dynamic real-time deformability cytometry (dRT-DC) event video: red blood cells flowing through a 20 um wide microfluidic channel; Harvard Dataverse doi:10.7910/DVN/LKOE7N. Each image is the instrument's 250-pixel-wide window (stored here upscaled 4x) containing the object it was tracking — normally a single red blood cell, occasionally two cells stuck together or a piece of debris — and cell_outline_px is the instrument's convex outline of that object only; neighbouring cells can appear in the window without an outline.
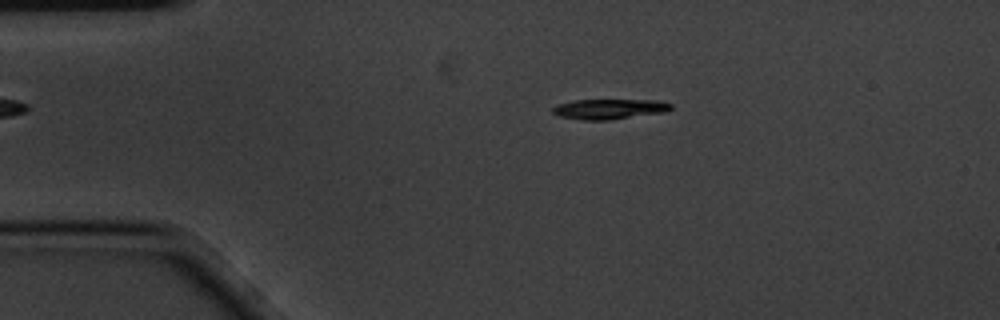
{"species": "common noctule bat (a hibernating species)", "species_latin": "Nyctalus noctula", "temperature_condition": "cold", "stored_images_in_passage": 5, "camera_frame_rate_fps": 3000, "um_per_image_px": 0.085, "animal": {"sex": "male", "body_mass_g": 20.1, "forearm_length_mm": 53.5}, "frame": {"image": 1, "passage_image": 2, "time_ms": 0.333, "image_size_px": [1000, 320], "cell_outline_px": [[672, 108], [664, 112], [608, 120], [584, 120], [560, 116], [552, 112], [552, 108], [556, 104], [576, 100], [656, 100], [672, 104]], "centroid_in_image_um": [51.77, 9.26], "position_along_channel_um": 33.2, "area_um2": 13.76}}
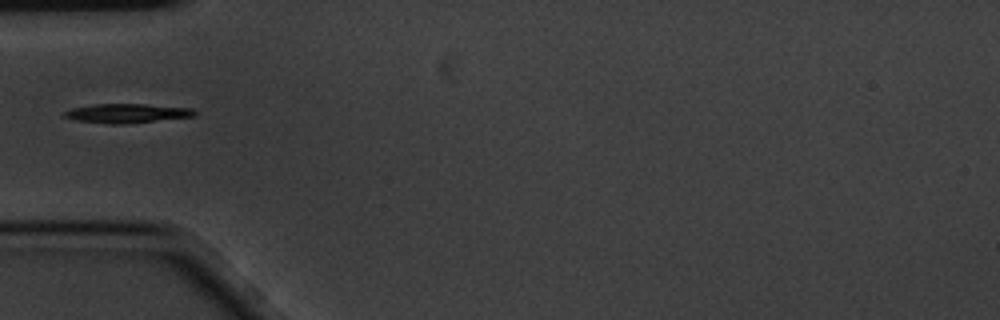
{"frame": {"image": 2, "passage_image": 4, "time_ms": 1.0, "image_size_px": [1000, 320], "cell_outline_px": [[196, 116], [128, 124], [108, 124], [76, 120], [64, 116], [64, 112], [72, 108], [92, 104], [144, 104], [192, 108], [196, 112]], "centroid_in_image_um": [10.82, 9.63], "position_along_channel_um": 74.2, "area_um2": 14.62}}
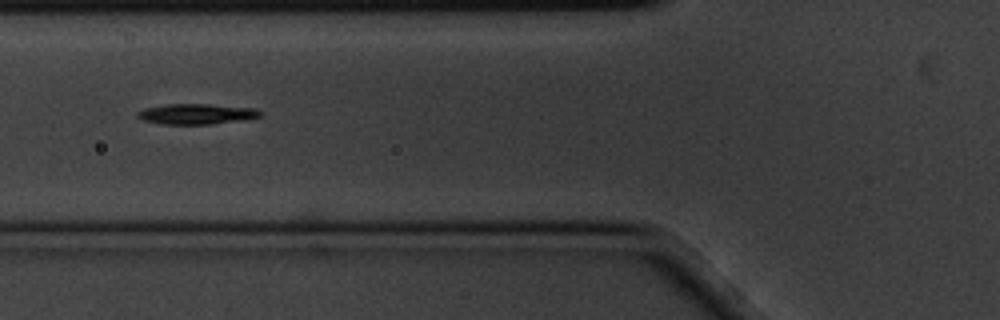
{"frame": {"image": 3, "passage_image": 5, "time_ms": 1.333, "image_size_px": [1000, 320], "cell_outline_px": [[260, 116], [248, 120], [212, 124], [164, 124], [144, 120], [136, 116], [136, 112], [144, 108], [168, 104], [208, 104], [256, 108], [260, 112]], "centroid_in_image_um": [16.72, 9.69], "position_along_channel_um": 109.1, "area_um2": 14.68}}